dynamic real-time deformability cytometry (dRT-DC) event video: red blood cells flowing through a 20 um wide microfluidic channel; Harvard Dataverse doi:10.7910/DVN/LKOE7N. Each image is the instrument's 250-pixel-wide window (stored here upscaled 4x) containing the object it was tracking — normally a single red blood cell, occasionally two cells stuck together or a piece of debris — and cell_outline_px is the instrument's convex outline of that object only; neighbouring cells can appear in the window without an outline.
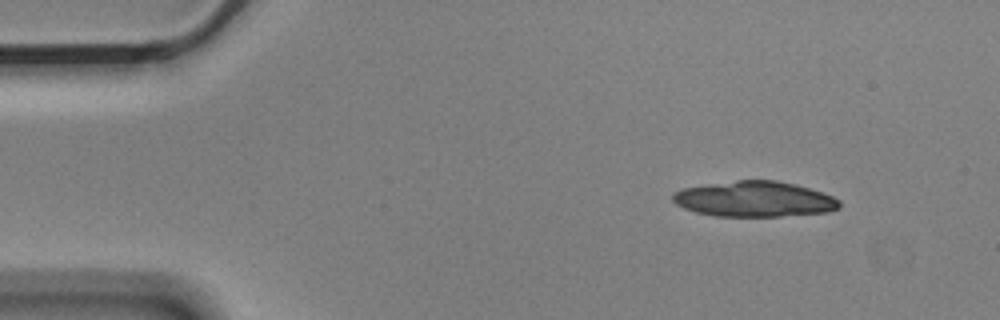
{"species": "Egyptian fruit bat (a non-hibernating species)", "species_latin": "Rousettus aegyptiacus", "temperature_condition": "cold", "stored_images_in_passage": 4, "camera_frame_rate_fps": 3000, "um_per_image_px": 0.085, "animal": {"sex": "male"}, "frame": {"image": 1, "passage_image": 1, "time_ms": 0.0, "image_size_px": [1000, 320], "cell_outline_px": [[840, 208], [828, 212], [780, 216], [716, 216], [696, 212], [684, 208], [676, 204], [672, 200], [672, 196], [680, 188], [736, 180], [776, 180], [808, 188], [832, 196], [840, 200]], "centroid_in_image_um": [64.11, 16.92], "position_along_channel_um": 20.9, "area_um2": 34.33}}